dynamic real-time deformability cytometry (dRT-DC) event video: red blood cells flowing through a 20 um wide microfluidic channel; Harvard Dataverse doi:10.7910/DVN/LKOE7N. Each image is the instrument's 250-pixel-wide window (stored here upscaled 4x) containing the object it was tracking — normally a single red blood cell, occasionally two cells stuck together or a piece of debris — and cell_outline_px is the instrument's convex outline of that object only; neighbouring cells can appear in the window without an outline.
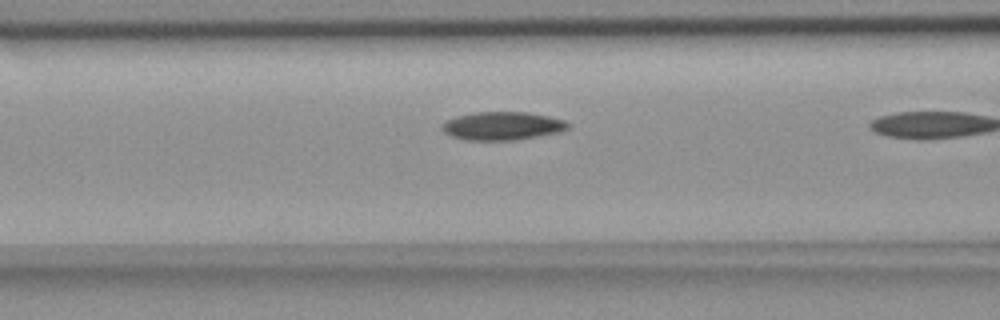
{"species": "common noctule bat (a hibernating species)", "species_latin": "Nyctalus noctula", "temperature_condition": "room temperature", "stored_images_in_passage": 19, "camera_frame_rate_fps": 3000, "um_per_image_px": 0.085, "animal": {"sex": "female", "body_mass_g": 18.4}, "frame": {"image": 1, "passage_image": 18, "time_ms": 5.667, "image_size_px": [1000, 320], "cell_outline_px": [[568, 128], [556, 132], [516, 140], [468, 140], [452, 136], [444, 132], [440, 128], [440, 124], [456, 116], [472, 112], [528, 112], [548, 116], [564, 120], [568, 124]], "centroid_in_image_um": [42.64, 10.69], "position_along_channel_um": 124.0, "area_um2": 20.58}}